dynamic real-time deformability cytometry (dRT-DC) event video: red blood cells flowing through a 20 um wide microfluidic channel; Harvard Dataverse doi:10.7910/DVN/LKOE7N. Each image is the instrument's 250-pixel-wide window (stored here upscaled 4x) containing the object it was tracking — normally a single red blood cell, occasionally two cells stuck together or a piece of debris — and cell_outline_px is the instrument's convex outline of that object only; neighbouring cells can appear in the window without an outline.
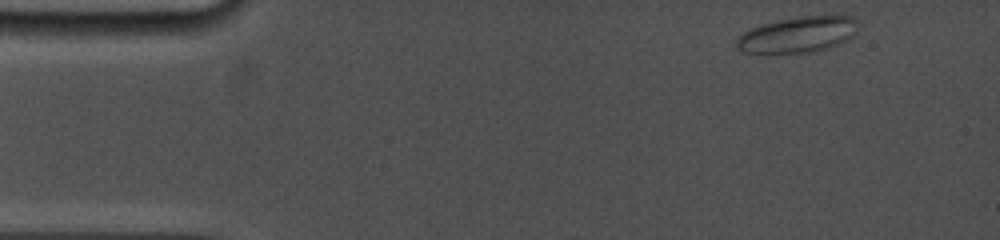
{"species": "common noctule bat (a hibernating species)", "species_latin": "Nyctalus noctula", "temperature_condition": "cold", "stored_images_in_passage": 22, "camera_frame_rate_fps": 5000, "um_per_image_px": 0.085, "animal": {"sex": "female", "body_mass_g": 19.0, "forearm_length_mm": 53.3}, "frame": {"image": 1, "passage_image": 1, "time_ms": 0.0, "image_size_px": [1000, 240], "cell_outline_px": [[860, 24], [856, 32], [852, 36], [840, 44], [812, 52], [744, 52], [736, 48], [736, 40], [744, 32], [760, 24], [776, 20], [796, 16], [852, 16]], "centroid_in_image_um": [67.84, 2.92], "position_along_channel_um": 17.2, "area_um2": 25.32}}
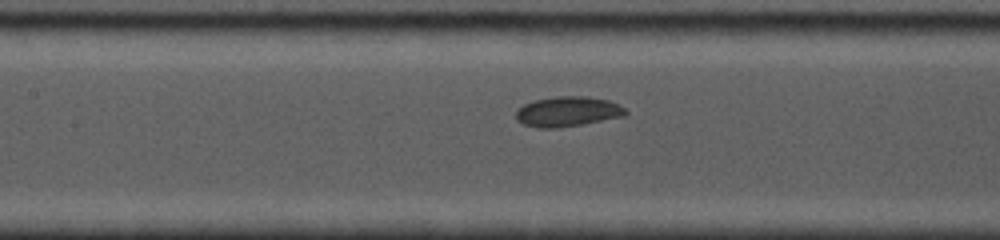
{"frame": {"image": 2, "passage_image": 13, "time_ms": 6.0, "image_size_px": [1000, 240], "cell_outline_px": [[628, 112], [624, 116], [580, 124], [556, 128], [536, 128], [524, 124], [516, 120], [516, 112], [524, 104], [536, 100], [556, 96], [584, 96], [608, 100], [624, 108]], "centroid_in_image_um": [48.22, 9.48], "position_along_channel_um": 159.2, "area_um2": 18.9}}
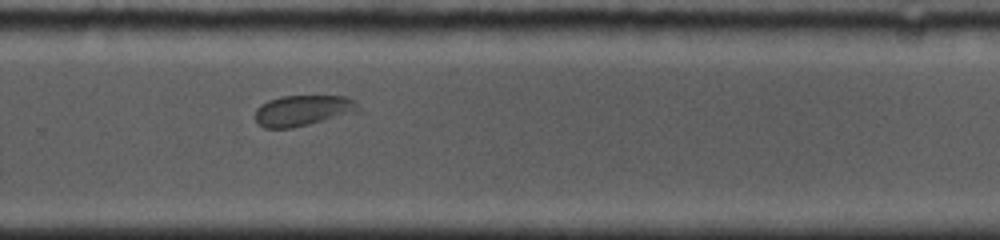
{"frame": {"image": 3, "passage_image": 22, "time_ms": 9.8, "image_size_px": [1000, 240], "cell_outline_px": [[360, 108], [356, 112], [292, 128], [264, 128], [256, 124], [256, 108], [260, 104], [268, 100], [284, 96], [344, 96], [356, 100]], "centroid_in_image_um": [25.72, 9.39], "position_along_channel_um": 304.1, "area_um2": 18.44}}